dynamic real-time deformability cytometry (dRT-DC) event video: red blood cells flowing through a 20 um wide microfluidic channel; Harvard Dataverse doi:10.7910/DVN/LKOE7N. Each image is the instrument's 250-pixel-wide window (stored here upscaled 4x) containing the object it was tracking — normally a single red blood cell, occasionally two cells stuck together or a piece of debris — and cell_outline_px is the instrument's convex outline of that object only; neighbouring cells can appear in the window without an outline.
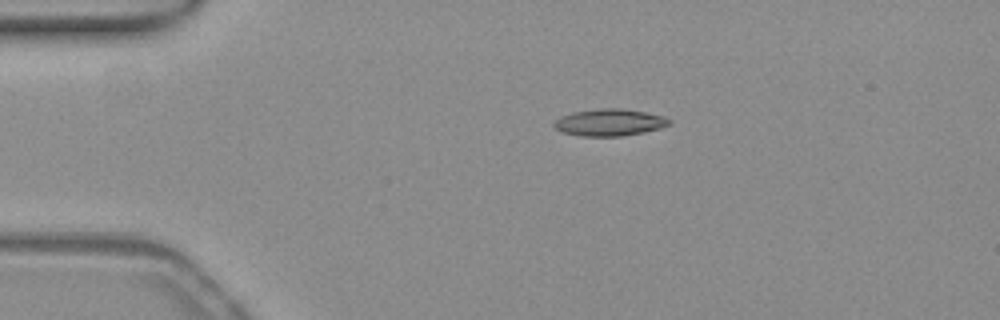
{"species": "common noctule bat (a hibernating species)", "species_latin": "Nyctalus noctula", "temperature_condition": "warm", "stored_images_in_passage": 37, "camera_frame_rate_fps": 3000, "um_per_image_px": 0.085, "animal": {"sex": "female", "body_mass_g": 19.3, "forearm_length_mm": 54.1}, "frame": {"image": 1, "passage_image": 1, "time_ms": 0.0, "image_size_px": [1000, 320], "cell_outline_px": [[672, 124], [660, 128], [644, 132], [620, 136], [580, 136], [564, 132], [556, 128], [552, 124], [560, 116], [572, 112], [604, 108], [620, 108], [644, 112], [664, 116], [672, 120]], "centroid_in_image_um": [51.83, 10.4], "position_along_channel_um": 33.2, "area_um2": 18.03}}
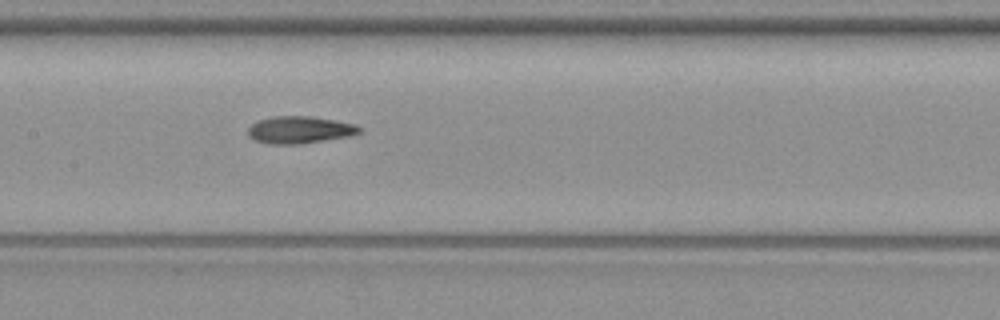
{"frame": {"image": 2, "passage_image": 16, "time_ms": 5.0, "image_size_px": [1000, 320], "cell_outline_px": [[360, 132], [348, 136], [300, 144], [268, 144], [256, 140], [248, 136], [248, 128], [252, 124], [260, 120], [272, 116], [308, 116], [336, 120], [356, 124], [360, 128]], "centroid_in_image_um": [25.45, 11.03], "position_along_channel_um": 181.9, "area_um2": 17.51}}
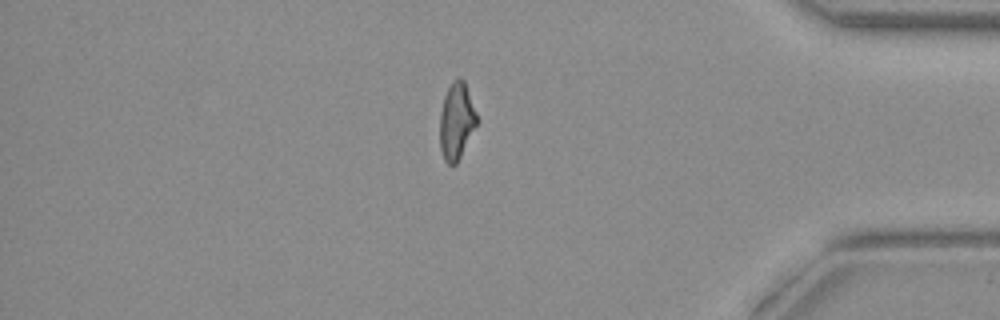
{"frame": {"image": 3, "passage_image": 35, "time_ms": 11.333, "image_size_px": [1000, 320], "cell_outline_px": [[480, 120], [456, 164], [448, 164], [444, 160], [440, 148], [440, 112], [444, 96], [452, 80], [456, 76], [460, 76], [464, 80]], "centroid_in_image_um": [38.82, 10.25], "position_along_channel_um": 396.4, "area_um2": 16.88}}